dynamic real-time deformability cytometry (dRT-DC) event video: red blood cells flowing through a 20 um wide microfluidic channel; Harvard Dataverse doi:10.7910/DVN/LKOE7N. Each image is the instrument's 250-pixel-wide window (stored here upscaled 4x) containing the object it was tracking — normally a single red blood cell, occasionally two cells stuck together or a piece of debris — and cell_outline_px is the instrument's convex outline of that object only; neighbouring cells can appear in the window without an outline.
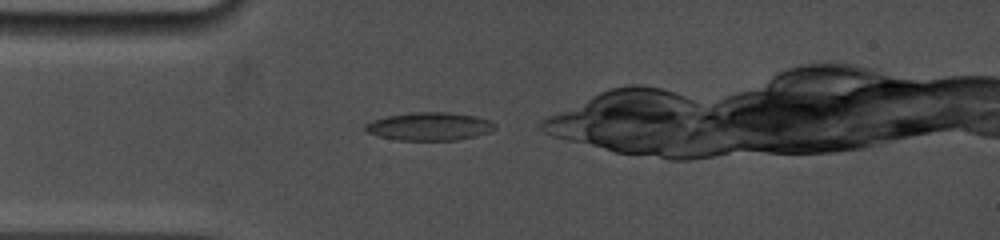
{"species": "common noctule bat (a hibernating species)", "species_latin": "Nyctalus noctula", "temperature_condition": "cold", "stored_images_in_passage": 11, "camera_frame_rate_fps": 5000, "um_per_image_px": 0.085, "animal": {"sex": "female", "body_mass_g": 19.0, "forearm_length_mm": 53.3}, "frame": {"image": 1, "passage_image": 1, "time_ms": 0.0, "image_size_px": [1000, 240], "cell_outline_px": [[496, 128], [488, 132], [476, 136], [456, 140], [396, 140], [376, 136], [364, 132], [364, 124], [372, 120], [388, 116], [412, 112], [448, 112], [476, 116], [488, 120], [496, 124]], "centroid_in_image_um": [36.45, 10.75], "position_along_channel_um": 48.5, "area_um2": 21.39}}
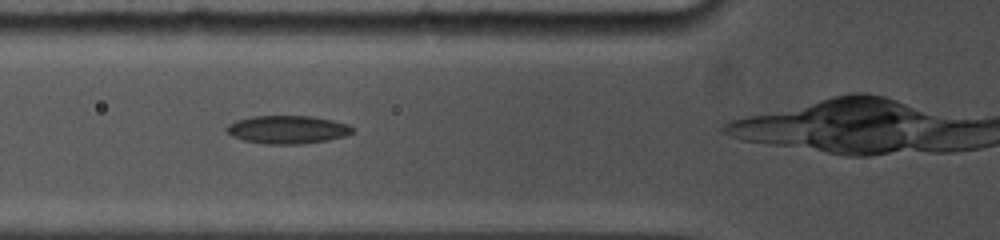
{"frame": {"image": 2, "passage_image": 4, "time_ms": 1.6, "image_size_px": [1000, 240], "cell_outline_px": [[352, 132], [344, 136], [328, 140], [300, 144], [264, 144], [244, 140], [232, 136], [224, 128], [228, 124], [236, 120], [252, 116], [312, 116], [332, 120], [348, 124], [352, 128]], "centroid_in_image_um": [24.4, 11.01], "position_along_channel_um": 101.4, "area_um2": 20.58}}